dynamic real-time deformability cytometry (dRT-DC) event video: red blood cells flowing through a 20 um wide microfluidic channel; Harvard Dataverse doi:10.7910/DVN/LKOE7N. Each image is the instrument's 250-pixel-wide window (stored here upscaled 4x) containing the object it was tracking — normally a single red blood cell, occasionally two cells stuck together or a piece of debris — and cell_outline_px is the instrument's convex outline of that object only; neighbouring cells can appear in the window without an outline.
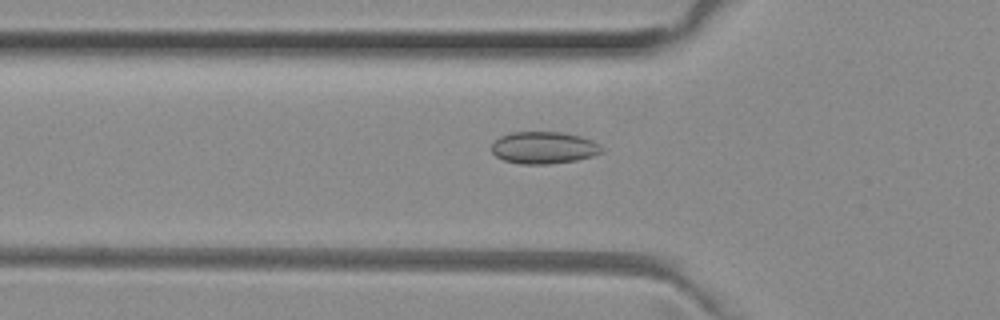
{"species": "common noctule bat (a hibernating species)", "species_latin": "Nyctalus noctula", "temperature_condition": "room temperature", "stored_images_in_passage": 51, "camera_frame_rate_fps": 3000, "um_per_image_px": 0.085, "animal": {"sex": "female", "body_mass_g": 29.2, "forearm_length_mm": 56.3}, "frame": {"image": 1, "passage_image": 17, "time_ms": 5.333, "image_size_px": [1000, 320], "cell_outline_px": [[604, 152], [592, 156], [576, 160], [548, 164], [520, 164], [504, 160], [496, 156], [492, 152], [492, 144], [500, 136], [512, 132], [560, 132], [580, 136], [592, 140], [600, 144], [604, 148]], "centroid_in_image_um": [46.25, 12.55], "position_along_channel_um": 79.6, "area_um2": 20.63}}
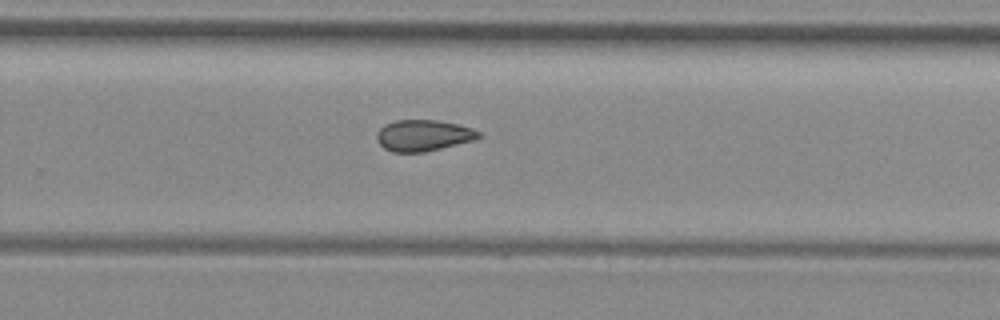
{"frame": {"image": 2, "passage_image": 33, "time_ms": 10.667, "image_size_px": [1000, 320], "cell_outline_px": [[484, 136], [472, 140], [424, 152], [392, 152], [384, 148], [380, 144], [376, 136], [376, 132], [384, 124], [396, 120], [436, 120], [456, 124], [472, 128], [480, 132]], "centroid_in_image_um": [35.96, 11.5], "position_along_channel_um": 293.8, "area_um2": 18.44}}
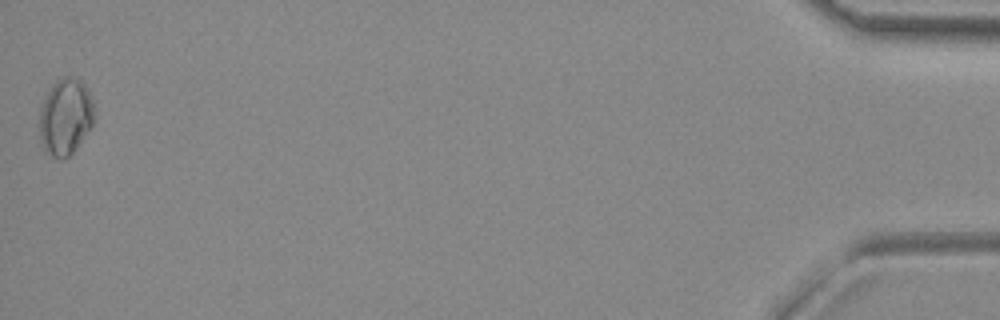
{"frame": {"image": 3, "passage_image": 51, "time_ms": 16.667, "image_size_px": [1000, 320], "cell_outline_px": [[96, 116], [92, 128], [76, 148], [64, 160], [52, 156], [44, 152], [40, 140], [40, 104], [48, 88], [56, 80], [64, 76], [72, 76], [80, 80], [84, 84], [92, 100]], "centroid_in_image_um": [5.56, 9.92], "position_along_channel_um": 429.6, "area_um2": 25.03}, "authors_computed_cell_mechanics": {"area_um2": 19.5364, "velocity_mm_per_s": 4.0103, "shape_relaxation_time_tau1_ms": null, "shape_relaxation_time_tau2_ms": 3.4399, "deformation_change_tau1": null, "deformation_change_tau2": 0.0619}}